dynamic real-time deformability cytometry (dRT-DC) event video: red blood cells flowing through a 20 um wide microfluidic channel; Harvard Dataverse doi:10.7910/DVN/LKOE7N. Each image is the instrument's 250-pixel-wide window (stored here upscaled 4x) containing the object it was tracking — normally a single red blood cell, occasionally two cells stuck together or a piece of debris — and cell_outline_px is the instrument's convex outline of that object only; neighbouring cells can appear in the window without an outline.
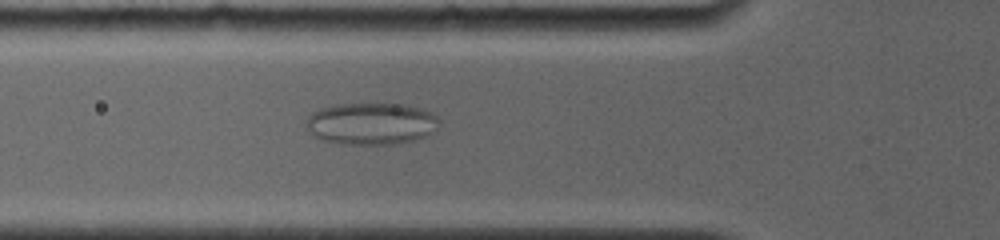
{"species": "common noctule bat (a hibernating species)", "species_latin": "Nyctalus noctula", "temperature_condition": "room temperature", "stored_images_in_passage": 24, "camera_frame_rate_fps": 4000, "um_per_image_px": 0.085, "animal": {"sex": "female", "body_mass_g": 19.0, "forearm_length_mm": 56.7}, "frame": {"image": 1, "passage_image": 8, "time_ms": 3.25, "image_size_px": [1000, 240], "cell_outline_px": [[440, 124], [436, 132], [412, 140], [392, 144], [348, 144], [320, 140], [308, 132], [304, 124], [308, 116], [312, 112], [320, 108], [336, 104], [404, 104], [420, 108], [432, 112], [440, 120]], "centroid_in_image_um": [31.54, 10.5], "position_along_channel_um": 94.3, "area_um2": 32.83}}
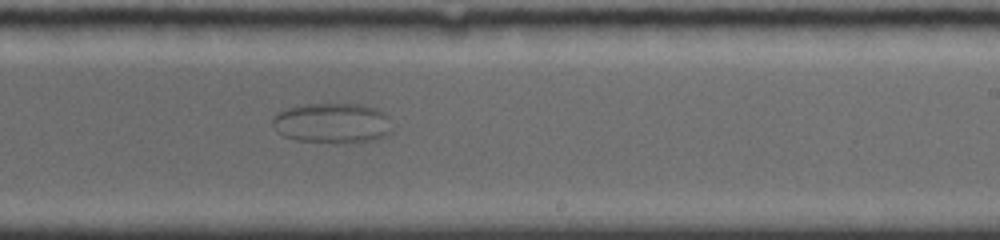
{"frame": {"image": 2, "passage_image": 18, "time_ms": 8.0, "image_size_px": [1000, 240], "cell_outline_px": [[392, 132], [376, 140], [344, 144], [296, 140], [284, 136], [276, 132], [272, 124], [272, 116], [276, 112], [288, 108], [304, 104], [356, 104], [376, 108], [384, 112], [388, 116], [392, 128]], "centroid_in_image_um": [28.24, 10.48], "position_along_channel_um": 260.8, "area_um2": 28.55}}
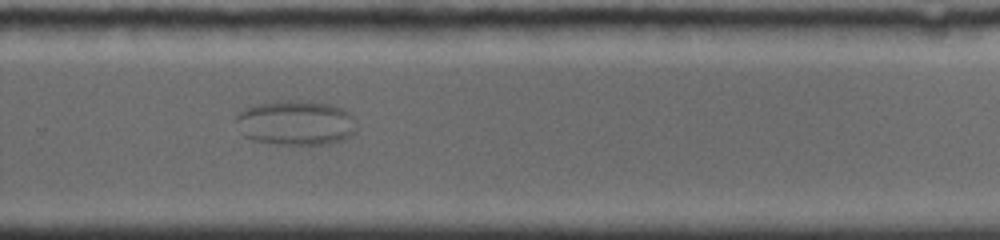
{"frame": {"image": 3, "passage_image": 19, "time_ms": 9.25, "image_size_px": [1000, 240], "cell_outline_px": [[356, 132], [344, 140], [328, 144], [280, 144], [252, 140], [244, 136], [240, 132], [236, 120], [236, 116], [244, 108], [256, 104], [288, 100], [296, 100], [328, 104], [340, 108], [348, 112], [356, 120]], "centroid_in_image_um": [25.15, 10.45], "position_along_channel_um": 304.7, "area_um2": 31.5}}